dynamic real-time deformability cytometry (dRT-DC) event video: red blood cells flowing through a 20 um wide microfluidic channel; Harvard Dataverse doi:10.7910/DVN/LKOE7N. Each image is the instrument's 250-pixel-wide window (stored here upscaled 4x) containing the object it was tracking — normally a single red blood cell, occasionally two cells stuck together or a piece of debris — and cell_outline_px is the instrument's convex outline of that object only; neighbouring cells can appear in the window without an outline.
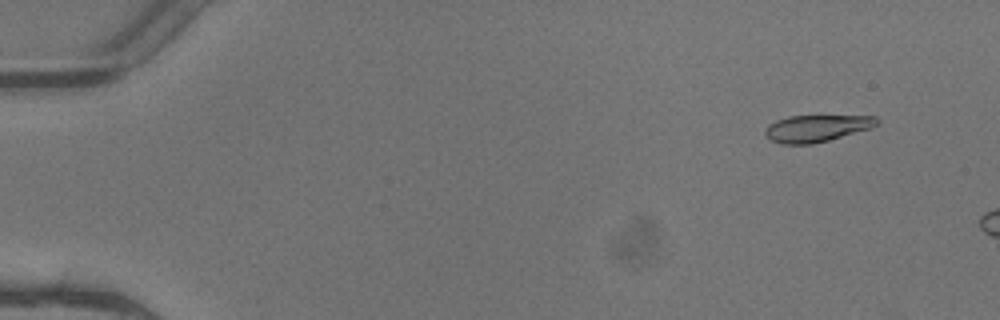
{"species": "common noctule bat (a hibernating species)", "species_latin": "Nyctalus noctula", "temperature_condition": "warm", "stored_images_in_passage": 3, "camera_frame_rate_fps": 3000, "um_per_image_px": 0.085, "animal": {"sex": "female"}, "frame": {"image": 1, "passage_image": 1, "time_ms": 0.0, "image_size_px": [1000, 320], "cell_outline_px": [[880, 124], [872, 128], [828, 140], [812, 144], [784, 144], [772, 140], [764, 132], [768, 124], [776, 120], [788, 116], [876, 116], [880, 120]], "centroid_in_image_um": [69.45, 10.89], "position_along_channel_um": 15.5, "area_um2": 17.46}}